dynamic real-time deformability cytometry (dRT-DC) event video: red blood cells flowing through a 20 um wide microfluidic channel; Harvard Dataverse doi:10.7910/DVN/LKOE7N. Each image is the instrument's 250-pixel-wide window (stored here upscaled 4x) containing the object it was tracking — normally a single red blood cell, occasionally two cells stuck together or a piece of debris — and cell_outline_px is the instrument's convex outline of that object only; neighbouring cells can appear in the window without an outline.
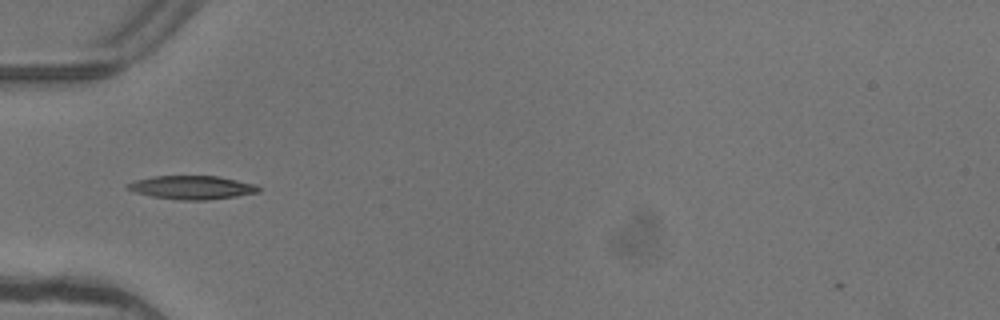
{"species": "common noctule bat (a hibernating species)", "species_latin": "Nyctalus noctula", "temperature_condition": "warm", "stored_images_in_passage": 4, "camera_frame_rate_fps": 3000, "um_per_image_px": 0.085, "animal": {"sex": "female"}, "frame": {"image": 1, "passage_image": 4, "time_ms": 1.0, "image_size_px": [1000, 320], "cell_outline_px": [[260, 192], [236, 196], [208, 200], [180, 200], [152, 196], [136, 192], [128, 188], [124, 184], [136, 180], [152, 176], [216, 176], [256, 184], [260, 188]], "centroid_in_image_um": [16.32, 15.93], "position_along_channel_um": 68.7, "area_um2": 17.86}}